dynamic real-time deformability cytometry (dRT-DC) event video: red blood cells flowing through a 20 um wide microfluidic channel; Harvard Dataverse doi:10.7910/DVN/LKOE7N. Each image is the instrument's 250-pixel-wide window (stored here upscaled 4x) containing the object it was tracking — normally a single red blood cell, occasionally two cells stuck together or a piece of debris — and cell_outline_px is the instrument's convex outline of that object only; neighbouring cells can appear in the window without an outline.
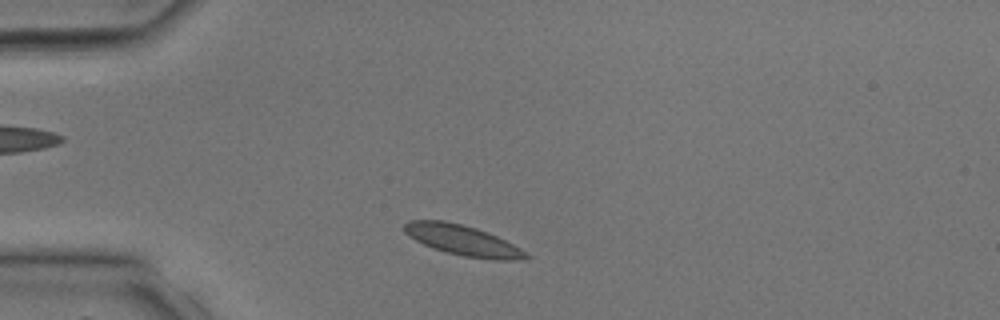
{"species": "common noctule bat (a hibernating species)", "species_latin": "Nyctalus noctula", "temperature_condition": "room temperature", "stored_images_in_passage": 27, "camera_frame_rate_fps": 3000, "um_per_image_px": 0.085, "animal": {"sex": "male", "body_mass_g": 17.9, "forearm_length_mm": 54.2}, "frame": {"image": 1, "passage_image": 2, "time_ms": 0.333, "image_size_px": [1000, 320], "cell_outline_px": [[532, 256], [520, 260], [492, 260], [464, 256], [432, 248], [408, 236], [404, 232], [404, 224], [408, 220], [444, 220], [476, 228], [496, 236], [520, 248]], "centroid_in_image_um": [39.32, 20.43], "position_along_channel_um": 45.7, "area_um2": 21.39}}
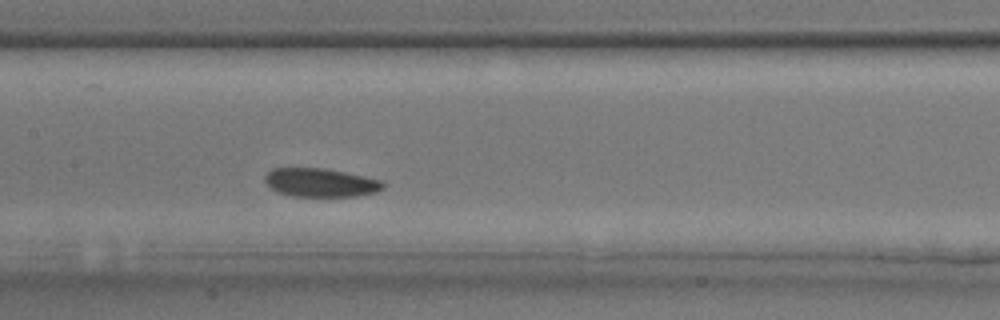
{"frame": {"image": 2, "passage_image": 10, "time_ms": 3.0, "image_size_px": [1000, 320], "cell_outline_px": [[384, 188], [376, 192], [356, 196], [292, 196], [276, 192], [264, 180], [264, 176], [272, 168], [324, 168], [384, 180]], "centroid_in_image_um": [27.26, 15.52], "position_along_channel_um": 180.1, "area_um2": 19.71}}
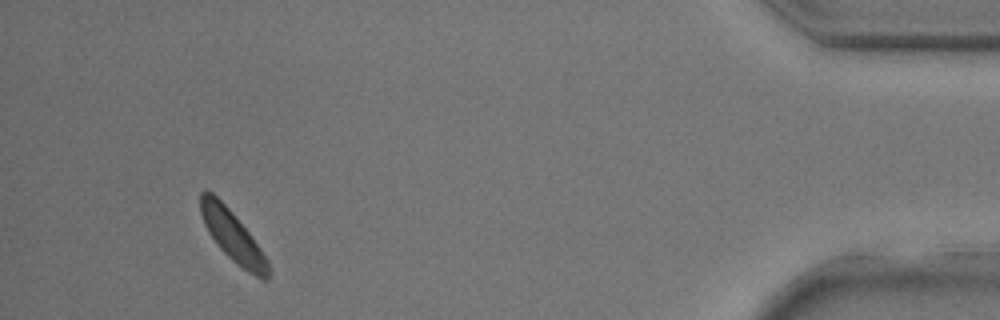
{"frame": {"image": 3, "passage_image": 25, "time_ms": 8.0, "image_size_px": [1000, 320], "cell_outline_px": [[268, 280], [264, 280], [248, 272], [236, 264], [216, 244], [208, 232], [204, 224], [200, 212], [200, 192], [204, 188], [212, 192], [228, 208], [248, 232], [260, 248], [268, 260]], "centroid_in_image_um": [19.73, 20.04], "position_along_channel_um": 415.5, "area_um2": 19.71}}